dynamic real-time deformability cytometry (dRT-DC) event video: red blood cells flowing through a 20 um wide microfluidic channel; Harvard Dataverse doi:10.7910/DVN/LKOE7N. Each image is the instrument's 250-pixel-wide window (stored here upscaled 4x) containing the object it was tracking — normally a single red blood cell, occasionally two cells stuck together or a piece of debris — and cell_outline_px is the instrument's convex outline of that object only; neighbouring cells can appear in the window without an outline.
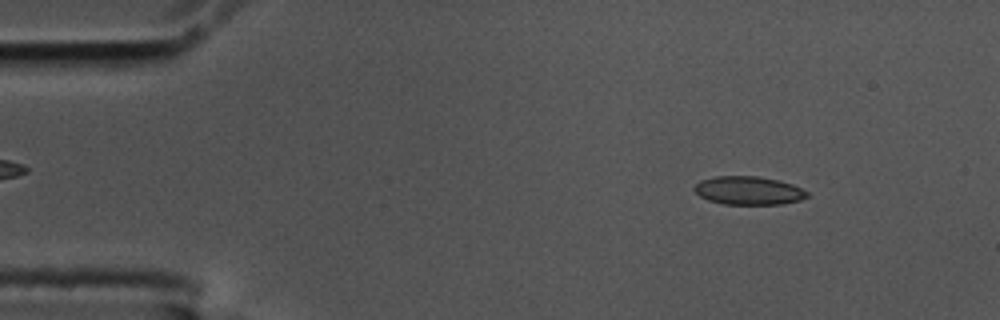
{"species": "common noctule bat (a hibernating species)", "species_latin": "Nyctalus noctula", "temperature_condition": "cold", "stored_images_in_passage": 55, "segment_of_instrument_passage": [1, 2], "camera_frame_rate_fps": 3000, "um_per_image_px": 0.085, "animal": {"sex": "male", "body_mass_g": 17.5, "forearm_length_mm": 52.3}, "frame": {"image": 1, "passage_image": 6, "time_ms": 1.667, "image_size_px": [1000, 320], "cell_outline_px": [[808, 196], [800, 200], [780, 204], [724, 204], [708, 200], [700, 196], [692, 188], [700, 180], [716, 176], [756, 176], [776, 180], [792, 184], [808, 192]], "centroid_in_image_um": [63.59, 16.2], "position_along_channel_um": 21.4, "area_um2": 18.5}}
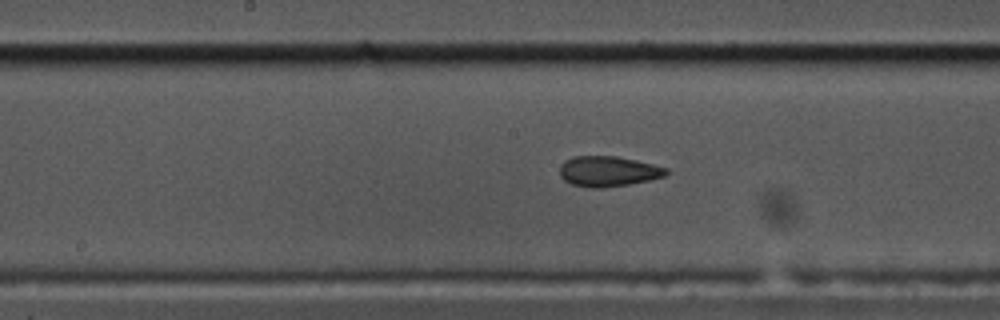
{"frame": {"image": 2, "passage_image": 27, "time_ms": 8.667, "image_size_px": [1000, 320], "cell_outline_px": [[668, 172], [664, 176], [652, 180], [628, 184], [600, 188], [588, 188], [572, 184], [564, 180], [560, 176], [560, 164], [564, 160], [572, 156], [616, 156], [636, 160], [668, 168]], "centroid_in_image_um": [51.67, 14.56], "position_along_channel_um": 196.5, "area_um2": 18.96}}
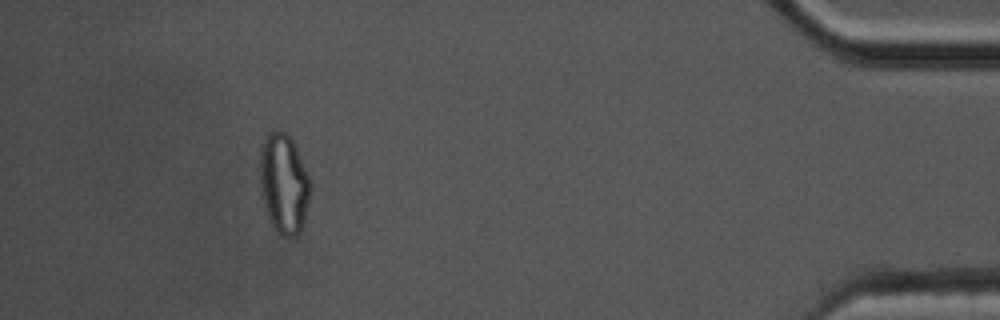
{"frame": {"image": 3, "passage_image": 50, "time_ms": 16.333, "image_size_px": [1000, 320], "cell_outline_px": [[312, 188], [304, 220], [300, 232], [296, 236], [284, 236], [272, 224], [268, 216], [260, 192], [260, 152], [264, 140], [268, 132], [284, 132], [292, 140], [312, 180]], "centroid_in_image_um": [24.15, 15.61], "position_along_channel_um": 411.1, "area_um2": 29.25}}